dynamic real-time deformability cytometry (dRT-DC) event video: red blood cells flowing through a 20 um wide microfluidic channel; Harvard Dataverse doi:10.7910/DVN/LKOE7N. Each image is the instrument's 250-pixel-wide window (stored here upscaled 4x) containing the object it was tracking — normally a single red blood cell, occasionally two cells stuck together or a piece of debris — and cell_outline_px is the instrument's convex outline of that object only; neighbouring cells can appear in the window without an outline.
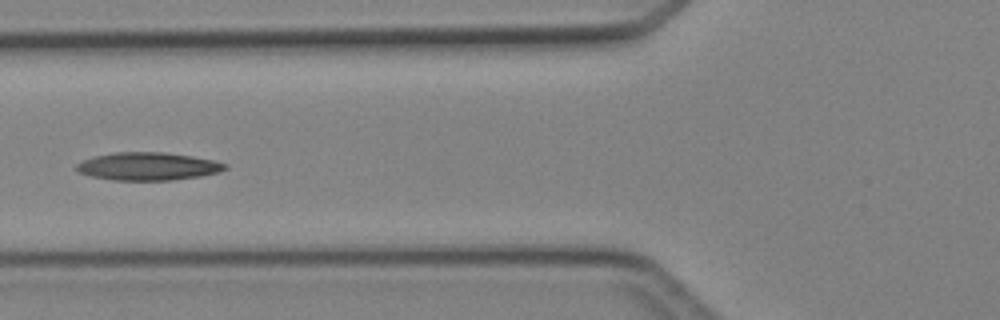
{"species": "Egyptian fruit bat (a non-hibernating species)", "species_latin": "Rousettus aegyptiacus", "temperature_condition": "cold", "stored_images_in_passage": 6, "camera_frame_rate_fps": 3000, "um_per_image_px": 0.085, "animal": {"sex": "female"}, "frame": {"image": 1, "passage_image": 5, "time_ms": 4.667, "image_size_px": [1000, 320], "cell_outline_px": [[228, 168], [220, 172], [200, 176], [172, 180], [112, 180], [92, 176], [80, 172], [76, 168], [76, 164], [92, 156], [112, 152], [164, 152], [192, 156], [212, 160], [228, 164]], "centroid_in_image_um": [12.59, 14.13], "position_along_channel_um": 113.2, "area_um2": 24.16}}
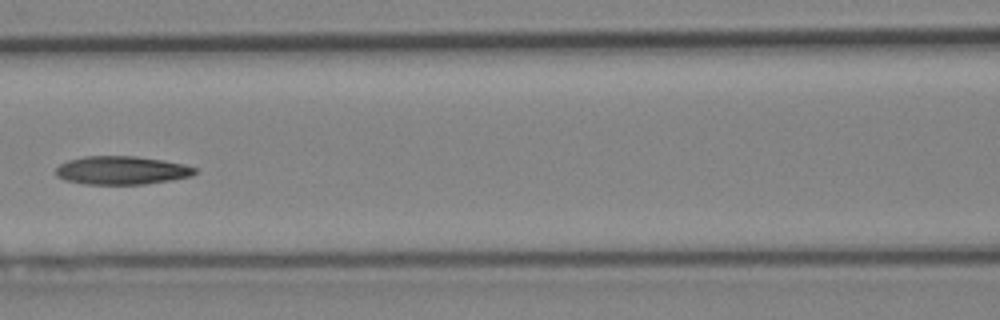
{"frame": {"image": 2, "passage_image": 6, "time_ms": 5.667, "image_size_px": [1000, 320], "cell_outline_px": [[196, 172], [192, 176], [144, 184], [84, 184], [64, 180], [56, 176], [56, 168], [60, 164], [68, 160], [84, 156], [136, 156], [184, 164], [196, 168]], "centroid_in_image_um": [10.3, 14.48], "position_along_channel_um": 156.3, "area_um2": 22.89}}